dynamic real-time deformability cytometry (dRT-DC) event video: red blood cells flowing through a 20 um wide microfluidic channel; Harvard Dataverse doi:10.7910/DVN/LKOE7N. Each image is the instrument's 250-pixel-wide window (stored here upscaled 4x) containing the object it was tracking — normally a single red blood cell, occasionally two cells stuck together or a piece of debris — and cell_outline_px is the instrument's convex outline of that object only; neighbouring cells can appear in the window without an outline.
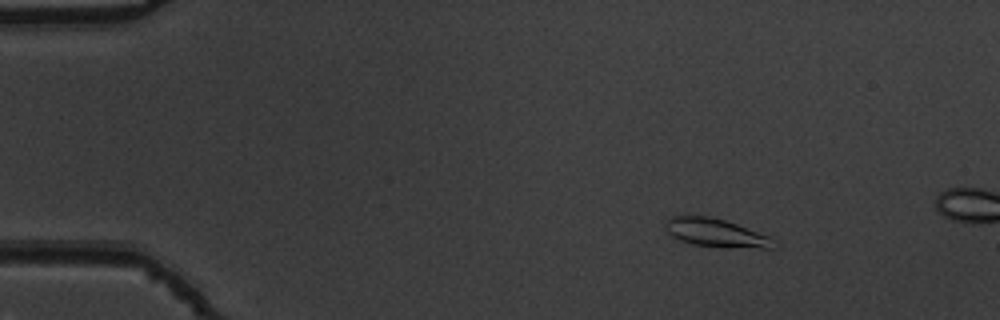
{"species": "common noctule bat (a hibernating species)", "species_latin": "Nyctalus noctula", "temperature_condition": "warm", "stored_images_in_passage": 8, "camera_frame_rate_fps": 3000, "um_per_image_px": 0.085, "animal": {"sex": "male", "body_mass_g": 19.5, "forearm_length_mm": 54.6}, "frame": {"image": 1, "passage_image": 1, "time_ms": 0.0, "image_size_px": [1000, 320], "cell_outline_px": [[780, 244], [776, 248], [724, 248], [692, 244], [680, 240], [672, 236], [668, 232], [664, 224], [668, 216], [684, 212], [708, 216], [724, 220], [736, 224], [768, 236], [776, 240]], "centroid_in_image_um": [60.81, 19.77], "position_along_channel_um": 24.2, "area_um2": 18.67}}